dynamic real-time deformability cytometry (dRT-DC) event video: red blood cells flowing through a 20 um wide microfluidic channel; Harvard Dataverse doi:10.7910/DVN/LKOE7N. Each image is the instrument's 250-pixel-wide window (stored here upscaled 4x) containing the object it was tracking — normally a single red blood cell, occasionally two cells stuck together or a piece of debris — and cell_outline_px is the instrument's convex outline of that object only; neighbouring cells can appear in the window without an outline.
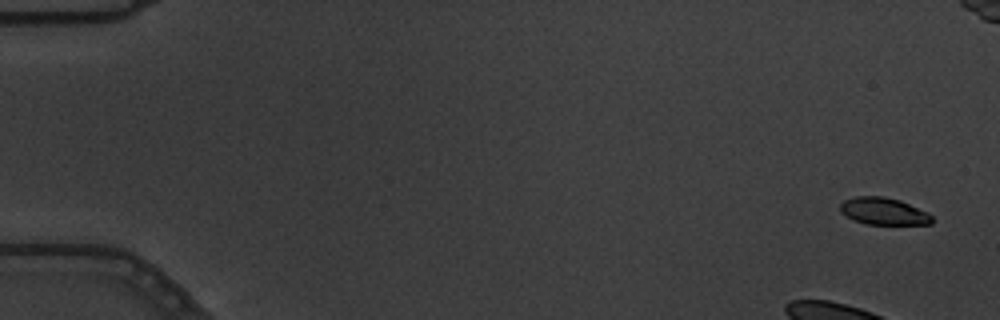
{"species": "common noctule bat (a hibernating species)", "species_latin": "Nyctalus noctula", "temperature_condition": "warm", "stored_images_in_passage": 9, "camera_frame_rate_fps": 3000, "um_per_image_px": 0.085, "animal": {"sex": "male", "body_mass_g": 19.5, "forearm_length_mm": 54.6}, "frame": {"image": 1, "passage_image": 1, "time_ms": 0.0, "image_size_px": [1000, 320], "cell_outline_px": [[932, 224], [864, 224], [852, 220], [840, 212], [840, 204], [844, 200], [856, 196], [884, 196], [900, 200], [928, 212], [932, 216]], "centroid_in_image_um": [75.08, 17.95], "position_along_channel_um": 9.9, "area_um2": 14.62}}